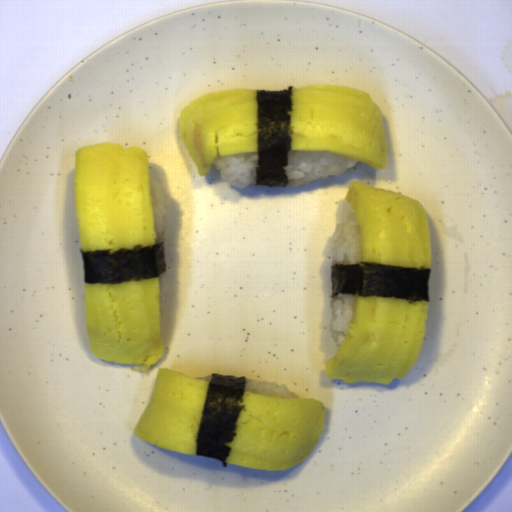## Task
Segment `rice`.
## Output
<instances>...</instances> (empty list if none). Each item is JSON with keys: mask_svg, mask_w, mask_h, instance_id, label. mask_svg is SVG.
Here are the masks:
<instances>
[{"mask_svg": "<svg viewBox=\"0 0 512 512\" xmlns=\"http://www.w3.org/2000/svg\"><path fill=\"white\" fill-rule=\"evenodd\" d=\"M245 391L275 397L300 398L293 391L278 382H265L254 378H246Z\"/></svg>", "mask_w": 512, "mask_h": 512, "instance_id": "rice-6", "label": "rice"}, {"mask_svg": "<svg viewBox=\"0 0 512 512\" xmlns=\"http://www.w3.org/2000/svg\"><path fill=\"white\" fill-rule=\"evenodd\" d=\"M361 260L358 222L352 206H349L336 223L332 244V264H357Z\"/></svg>", "mask_w": 512, "mask_h": 512, "instance_id": "rice-2", "label": "rice"}, {"mask_svg": "<svg viewBox=\"0 0 512 512\" xmlns=\"http://www.w3.org/2000/svg\"><path fill=\"white\" fill-rule=\"evenodd\" d=\"M151 191L154 225L157 237L155 243H163V233L165 228L166 215L170 209L169 199L164 189L160 186V184L157 181L151 180Z\"/></svg>", "mask_w": 512, "mask_h": 512, "instance_id": "rice-5", "label": "rice"}, {"mask_svg": "<svg viewBox=\"0 0 512 512\" xmlns=\"http://www.w3.org/2000/svg\"><path fill=\"white\" fill-rule=\"evenodd\" d=\"M359 160L330 152H296L288 154L287 185L291 188L313 183L320 178L338 177L357 165Z\"/></svg>", "mask_w": 512, "mask_h": 512, "instance_id": "rice-1", "label": "rice"}, {"mask_svg": "<svg viewBox=\"0 0 512 512\" xmlns=\"http://www.w3.org/2000/svg\"><path fill=\"white\" fill-rule=\"evenodd\" d=\"M356 295L337 294L333 296L330 305L332 317L329 331L337 346H341L351 325Z\"/></svg>", "mask_w": 512, "mask_h": 512, "instance_id": "rice-4", "label": "rice"}, {"mask_svg": "<svg viewBox=\"0 0 512 512\" xmlns=\"http://www.w3.org/2000/svg\"><path fill=\"white\" fill-rule=\"evenodd\" d=\"M258 152H244L217 156L212 165L216 166L222 179L235 188H245L256 183Z\"/></svg>", "mask_w": 512, "mask_h": 512, "instance_id": "rice-3", "label": "rice"}, {"mask_svg": "<svg viewBox=\"0 0 512 512\" xmlns=\"http://www.w3.org/2000/svg\"><path fill=\"white\" fill-rule=\"evenodd\" d=\"M197 379L206 380L208 383H210L211 380H212V374L211 375H207V376H203V377H199Z\"/></svg>", "mask_w": 512, "mask_h": 512, "instance_id": "rice-8", "label": "rice"}, {"mask_svg": "<svg viewBox=\"0 0 512 512\" xmlns=\"http://www.w3.org/2000/svg\"><path fill=\"white\" fill-rule=\"evenodd\" d=\"M159 281H160V316H162V314L165 310L166 293H167V287H168L167 279H166L164 272H163L162 276L159 277Z\"/></svg>", "mask_w": 512, "mask_h": 512, "instance_id": "rice-7", "label": "rice"}]
</instances>
